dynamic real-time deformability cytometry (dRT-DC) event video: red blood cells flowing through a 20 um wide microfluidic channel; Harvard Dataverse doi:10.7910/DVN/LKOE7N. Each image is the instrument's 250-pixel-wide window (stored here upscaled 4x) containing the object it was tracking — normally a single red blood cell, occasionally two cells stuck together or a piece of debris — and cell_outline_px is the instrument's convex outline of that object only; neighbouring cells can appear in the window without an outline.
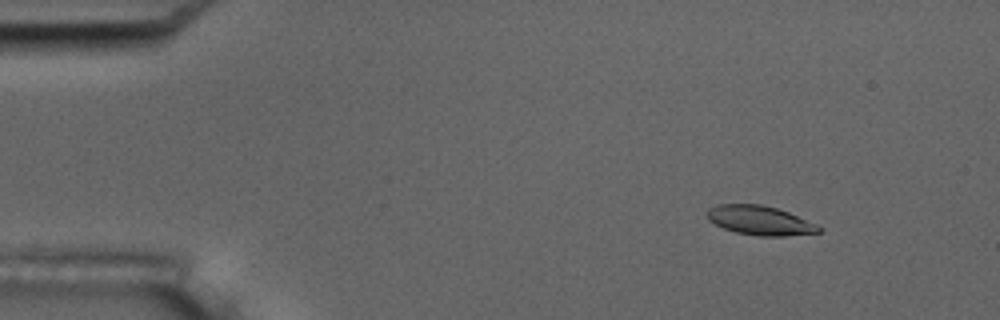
{"species": "common noctule bat (a hibernating species)", "species_latin": "Nyctalus noctula", "temperature_condition": "room temperature", "stored_images_in_passage": 5, "camera_frame_rate_fps": 3000, "um_per_image_px": 0.085, "animal": {"sex": "male", "body_mass_g": 17.5, "forearm_length_mm": 52.3}, "frame": {"image": 1, "passage_image": 2, "time_ms": 0.333, "image_size_px": [1000, 320], "cell_outline_px": [[824, 228], [820, 232], [784, 236], [760, 236], [736, 232], [724, 228], [708, 220], [708, 208], [716, 204], [760, 204], [776, 208], [788, 212], [816, 224]], "centroid_in_image_um": [64.6, 18.73], "position_along_channel_um": 20.4, "area_um2": 18.9}}
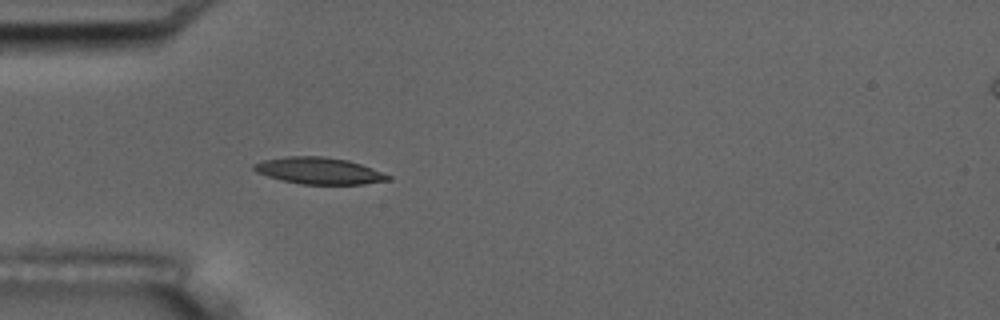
{"frame": {"image": 2, "passage_image": 5, "time_ms": 1.333, "image_size_px": [1000, 320], "cell_outline_px": [[392, 180], [364, 184], [300, 184], [268, 176], [256, 172], [252, 168], [252, 164], [264, 160], [288, 156], [324, 156], [348, 160], [372, 168], [392, 176]], "centroid_in_image_um": [27.14, 14.51], "position_along_channel_um": 57.9, "area_um2": 20.81}}